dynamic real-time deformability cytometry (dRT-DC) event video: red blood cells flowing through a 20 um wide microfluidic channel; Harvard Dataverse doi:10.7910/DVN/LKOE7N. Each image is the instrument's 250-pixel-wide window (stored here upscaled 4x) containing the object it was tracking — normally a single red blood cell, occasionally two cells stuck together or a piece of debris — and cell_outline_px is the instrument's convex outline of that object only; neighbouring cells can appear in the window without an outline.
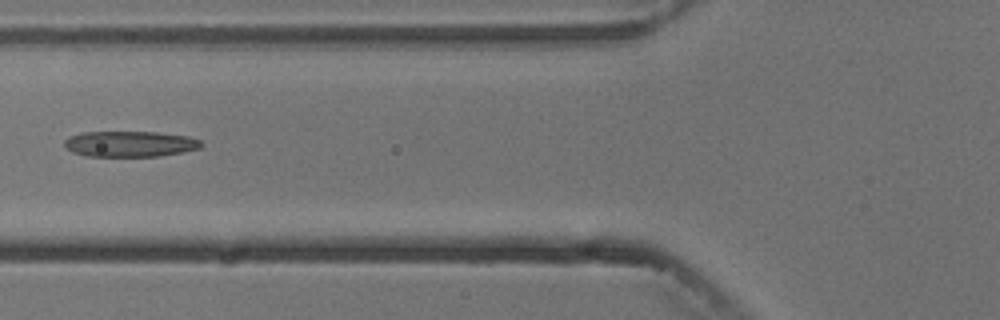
{"species": "common noctule bat (a hibernating species)", "species_latin": "Nyctalus noctula", "temperature_condition": "cold", "stored_images_in_passage": 2, "camera_frame_rate_fps": 3000, "um_per_image_px": 0.085, "animal": {"sex": "male", "body_mass_g": 13.3}, "frame": {"image": 1, "passage_image": 2, "time_ms": 1.0, "image_size_px": [1000, 320], "cell_outline_px": [[204, 144], [200, 148], [160, 156], [88, 156], [72, 152], [64, 144], [64, 140], [68, 136], [84, 132], [156, 132], [188, 136], [200, 140]], "centroid_in_image_um": [11.05, 12.23], "position_along_channel_um": 114.8, "area_um2": 20.46}}